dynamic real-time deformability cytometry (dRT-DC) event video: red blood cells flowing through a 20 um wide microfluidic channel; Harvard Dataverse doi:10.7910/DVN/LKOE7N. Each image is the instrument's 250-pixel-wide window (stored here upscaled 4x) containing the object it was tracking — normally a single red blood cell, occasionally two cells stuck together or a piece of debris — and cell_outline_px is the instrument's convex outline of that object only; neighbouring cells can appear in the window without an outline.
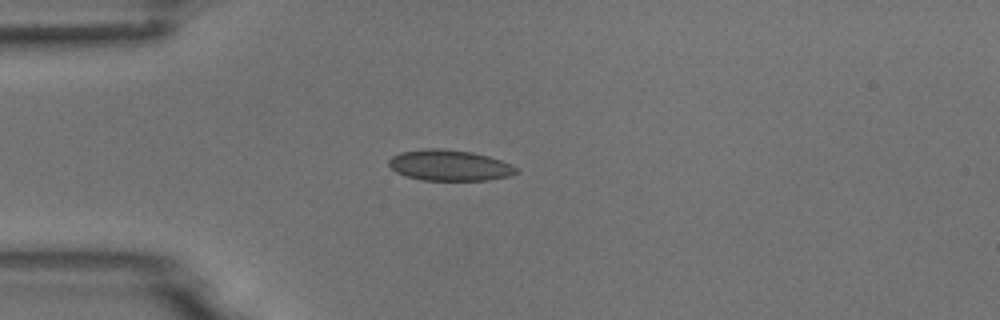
{"species": "common noctule bat (a hibernating species)", "species_latin": "Nyctalus noctula", "temperature_condition": "room temperature", "stored_images_in_passage": 3, "camera_frame_rate_fps": 3000, "um_per_image_px": 0.085, "animal": {"sex": "male", "body_mass_g": 18.8}, "frame": {"image": 1, "passage_image": 3, "time_ms": 2.333, "image_size_px": [1000, 320], "cell_outline_px": [[520, 172], [508, 176], [488, 180], [424, 180], [408, 176], [396, 172], [388, 164], [388, 160], [392, 156], [400, 152], [424, 148], [444, 148], [472, 152], [488, 156], [512, 164]], "centroid_in_image_um": [38.21, 14.04], "position_along_channel_um": 46.8, "area_um2": 22.95}}